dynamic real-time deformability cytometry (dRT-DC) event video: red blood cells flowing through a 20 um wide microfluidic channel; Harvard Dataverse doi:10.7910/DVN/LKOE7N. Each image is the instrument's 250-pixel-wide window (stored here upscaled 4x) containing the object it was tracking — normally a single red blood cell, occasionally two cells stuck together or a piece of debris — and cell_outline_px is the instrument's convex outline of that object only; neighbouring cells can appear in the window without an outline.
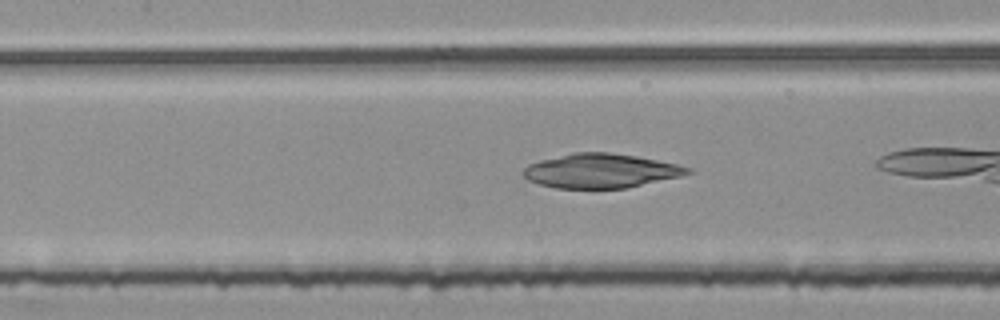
{"species": "common noctule bat (a hibernating species)", "species_latin": "Nyctalus noctula", "temperature_condition": "room temperature", "stored_images_in_passage": 28, "camera_frame_rate_fps": 3000, "um_per_image_px": 0.085, "animal": {"sex": "female", "body_mass_g": 25.1}, "frame": {"image": 1, "passage_image": 20, "time_ms": 6.333, "image_size_px": [1000, 320], "cell_outline_px": [[692, 172], [680, 176], [624, 188], [556, 188], [540, 184], [528, 180], [520, 172], [528, 164], [540, 160], [572, 152], [608, 152], [636, 156], [676, 164], [692, 168]], "centroid_in_image_um": [51.01, 14.51], "position_along_channel_um": 156.4, "area_um2": 32.6}}